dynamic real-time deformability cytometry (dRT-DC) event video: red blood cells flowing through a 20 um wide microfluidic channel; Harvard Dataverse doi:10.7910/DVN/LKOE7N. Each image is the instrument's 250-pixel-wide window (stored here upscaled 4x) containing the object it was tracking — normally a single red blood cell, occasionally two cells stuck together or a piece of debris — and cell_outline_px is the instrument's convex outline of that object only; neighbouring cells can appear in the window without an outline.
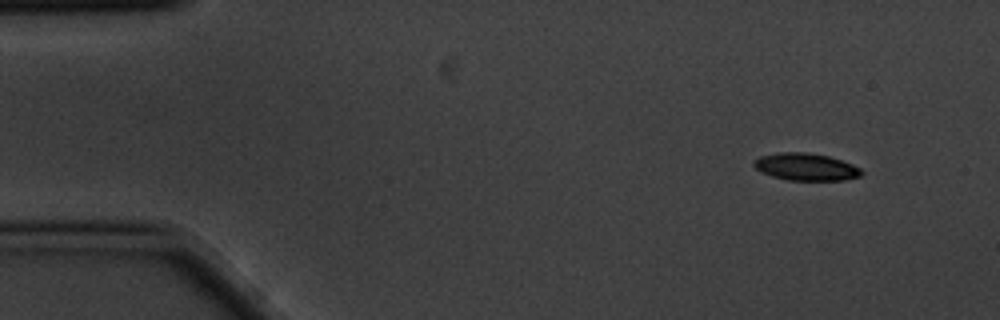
{"species": "common noctule bat (a hibernating species)", "species_latin": "Nyctalus noctula", "temperature_condition": "cold", "stored_images_in_passage": 14, "camera_frame_rate_fps": 3000, "um_per_image_px": 0.085, "animal": {"sex": "male", "body_mass_g": 20.1, "forearm_length_mm": 53.5}, "frame": {"image": 1, "passage_image": 1, "time_ms": 0.0, "image_size_px": [1000, 320], "cell_outline_px": [[864, 172], [860, 176], [844, 180], [788, 180], [772, 176], [760, 172], [752, 164], [752, 160], [760, 156], [776, 152], [808, 152], [828, 156], [852, 164], [860, 168]], "centroid_in_image_um": [68.46, 14.18], "position_along_channel_um": 16.5, "area_um2": 17.22}}
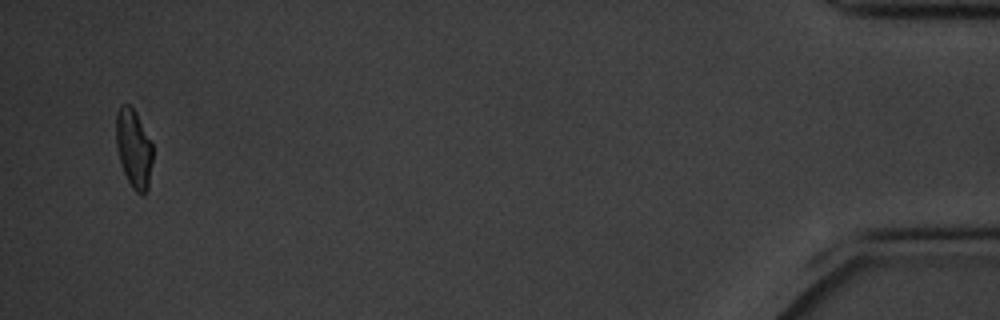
{"frame": {"image": 2, "passage_image": 14, "time_ms": 4.333, "image_size_px": [1000, 320], "cell_outline_px": [[152, 160], [148, 188], [144, 196], [140, 196], [132, 188], [124, 172], [116, 148], [116, 112], [124, 104], [128, 104], [136, 112], [152, 144]], "centroid_in_image_um": [11.37, 12.66], "position_along_channel_um": 423.8, "area_um2": 16.7}}